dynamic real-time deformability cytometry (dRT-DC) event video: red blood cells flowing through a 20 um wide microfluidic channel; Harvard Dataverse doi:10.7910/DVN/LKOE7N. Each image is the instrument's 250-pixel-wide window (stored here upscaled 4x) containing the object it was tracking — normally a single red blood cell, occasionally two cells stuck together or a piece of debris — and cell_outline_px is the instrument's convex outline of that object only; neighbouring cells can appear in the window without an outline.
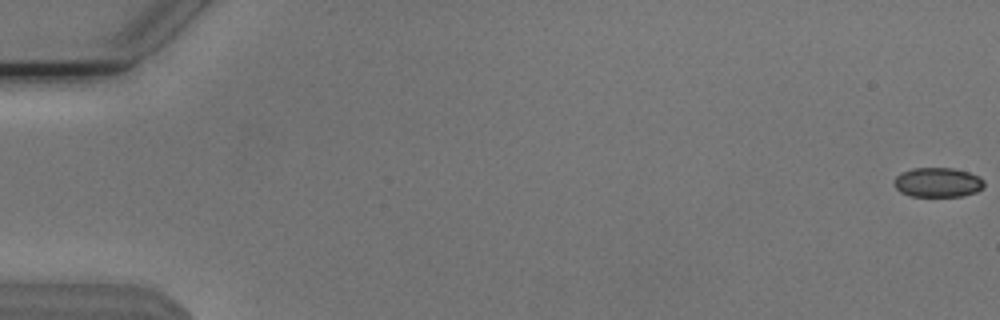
{"species": "Egyptian fruit bat (a non-hibernating species)", "species_latin": "Rousettus aegyptiacus", "temperature_condition": "cold", "stored_images_in_passage": 36, "camera_frame_rate_fps": 3000, "um_per_image_px": 0.085, "animal": {"sex": "male"}, "frame": {"image": 1, "passage_image": 1, "time_ms": 0.0, "image_size_px": [1000, 320], "cell_outline_px": [[984, 188], [976, 192], [964, 196], [912, 196], [900, 192], [892, 184], [892, 180], [900, 172], [912, 168], [952, 168], [968, 172], [980, 176], [984, 180]], "centroid_in_image_um": [79.69, 15.5], "position_along_channel_um": 5.3, "area_um2": 15.78}}
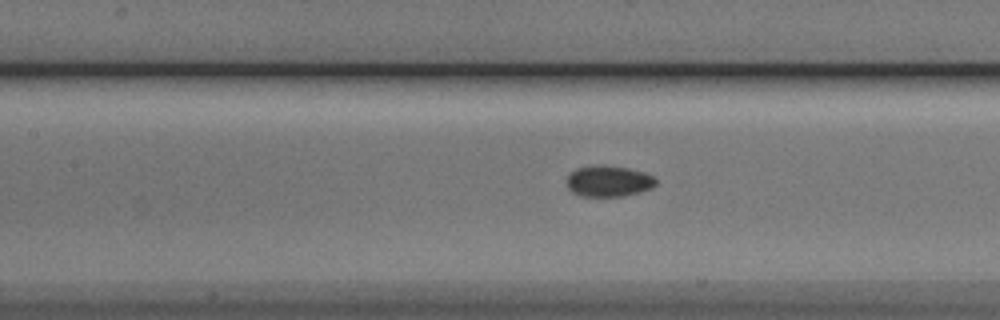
{"frame": {"image": 2, "passage_image": 26, "time_ms": 8.333, "image_size_px": [1000, 320], "cell_outline_px": [[656, 184], [652, 188], [640, 192], [624, 196], [580, 196], [572, 192], [568, 188], [568, 176], [576, 168], [628, 168], [652, 176], [656, 180]], "centroid_in_image_um": [51.75, 15.46], "position_along_channel_um": 155.7, "area_um2": 15.26}}
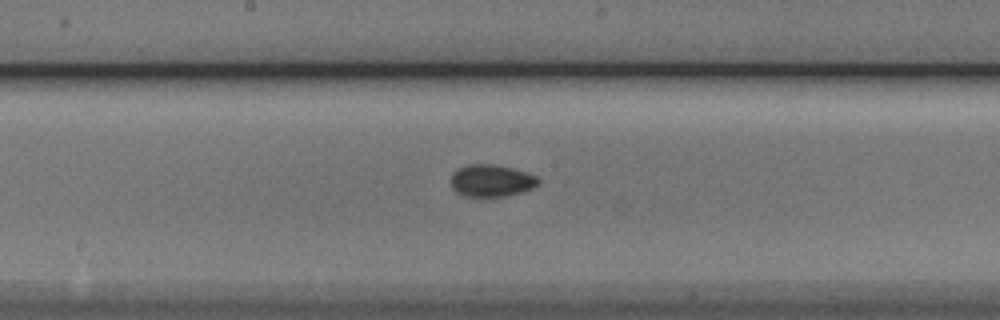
{"frame": {"image": 3, "passage_image": 30, "time_ms": 9.667, "image_size_px": [1000, 320], "cell_outline_px": [[540, 184], [532, 188], [520, 192], [504, 196], [464, 196], [456, 192], [452, 188], [452, 172], [456, 168], [468, 164], [496, 164], [528, 172], [536, 176], [540, 180]], "centroid_in_image_um": [41.77, 15.33], "position_along_channel_um": 206.4, "area_um2": 16.47}}